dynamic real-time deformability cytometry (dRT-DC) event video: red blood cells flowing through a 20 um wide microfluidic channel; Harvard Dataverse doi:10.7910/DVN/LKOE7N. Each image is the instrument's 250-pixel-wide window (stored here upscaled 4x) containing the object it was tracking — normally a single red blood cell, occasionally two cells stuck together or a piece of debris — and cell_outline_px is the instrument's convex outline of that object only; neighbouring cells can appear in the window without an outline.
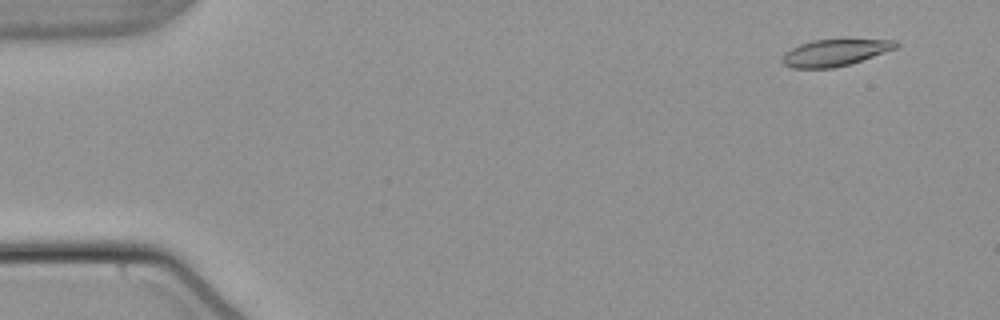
{"species": "common noctule bat (a hibernating species)", "species_latin": "Nyctalus noctula", "temperature_condition": "warm", "stored_images_in_passage": 54, "camera_frame_rate_fps": 3000, "um_per_image_px": 0.085, "animal": {"sex": "male", "body_mass_g": 21.5, "forearm_length_mm": 52.0}, "frame": {"image": 1, "passage_image": 4, "time_ms": 1.0, "image_size_px": [1000, 320], "cell_outline_px": [[900, 44], [896, 48], [848, 64], [832, 68], [792, 68], [784, 64], [780, 60], [784, 52], [800, 44], [812, 40], [896, 40]], "centroid_in_image_um": [70.9, 4.48], "position_along_channel_um": 14.1, "area_um2": 17.34}}
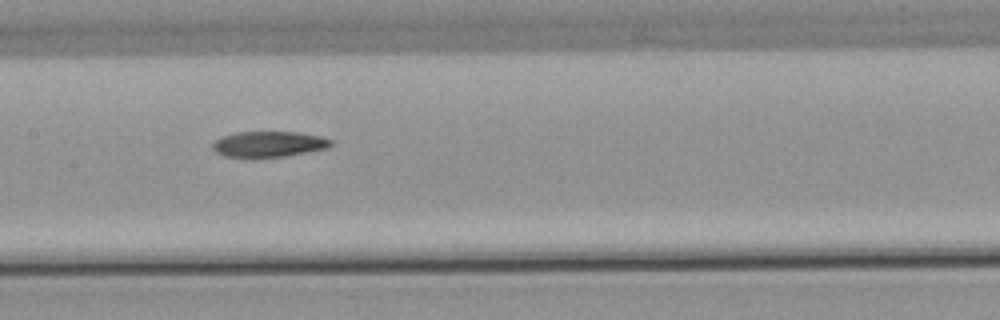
{"frame": {"image": 2, "passage_image": 27, "time_ms": 8.667, "image_size_px": [1000, 320], "cell_outline_px": [[332, 144], [328, 148], [284, 156], [224, 156], [216, 152], [212, 148], [212, 144], [216, 140], [224, 136], [236, 132], [300, 132], [320, 136], [332, 140]], "centroid_in_image_um": [22.87, 12.23], "position_along_channel_um": 184.5, "area_um2": 17.34}}
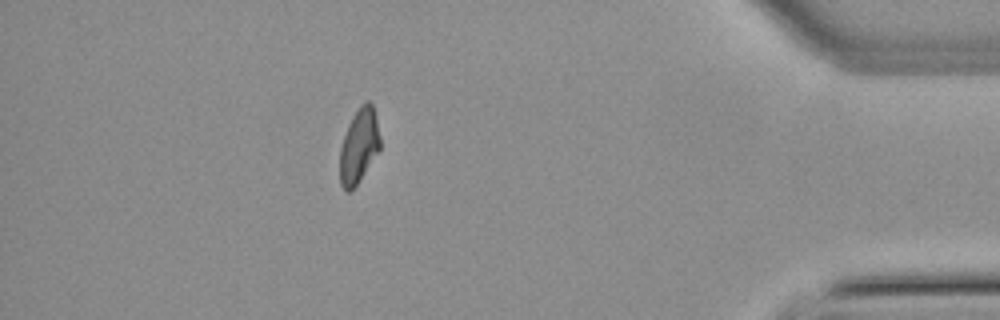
{"frame": {"image": 3, "passage_image": 48, "time_ms": 15.667, "image_size_px": [1000, 320], "cell_outline_px": [[380, 148], [356, 184], [348, 192], [344, 192], [340, 184], [340, 148], [348, 124], [352, 116], [360, 104], [364, 100], [368, 100], [372, 104], [376, 116], [380, 136]], "centroid_in_image_um": [30.5, 12.35], "position_along_channel_um": 404.7, "area_um2": 17.34}}